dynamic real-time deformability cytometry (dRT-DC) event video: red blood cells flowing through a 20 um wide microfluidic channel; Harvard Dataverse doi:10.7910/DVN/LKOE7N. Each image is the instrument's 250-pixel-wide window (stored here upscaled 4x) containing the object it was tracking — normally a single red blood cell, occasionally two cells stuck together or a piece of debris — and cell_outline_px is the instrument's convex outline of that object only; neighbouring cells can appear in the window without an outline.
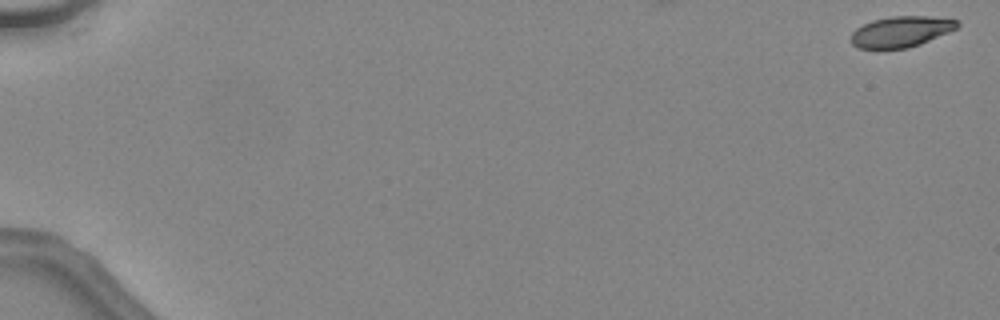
{"species": "common noctule bat (a hibernating species)", "species_latin": "Nyctalus noctula", "temperature_condition": "warm", "stored_images_in_passage": 7, "camera_frame_rate_fps": 3000, "um_per_image_px": 0.085, "animal": {"sex": "female", "body_mass_g": 24.6, "forearm_length_mm": 56.2}, "frame": {"image": 1, "passage_image": 1, "time_ms": 0.0, "image_size_px": [1000, 320], "cell_outline_px": [[960, 24], [956, 28], [948, 32], [920, 44], [908, 48], [860, 48], [852, 44], [852, 32], [856, 28], [872, 20], [892, 16], [928, 16], [956, 20]], "centroid_in_image_um": [76.58, 2.68], "position_along_channel_um": 8.4, "area_um2": 18.79}}